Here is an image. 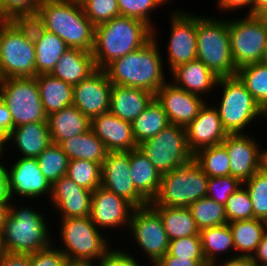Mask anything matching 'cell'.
<instances>
[{
	"mask_svg": "<svg viewBox=\"0 0 267 266\" xmlns=\"http://www.w3.org/2000/svg\"><path fill=\"white\" fill-rule=\"evenodd\" d=\"M157 31L155 26L153 37L144 46L113 60L104 68L113 85L142 88L156 94L167 82L165 55H161Z\"/></svg>",
	"mask_w": 267,
	"mask_h": 266,
	"instance_id": "obj_1",
	"label": "cell"
},
{
	"mask_svg": "<svg viewBox=\"0 0 267 266\" xmlns=\"http://www.w3.org/2000/svg\"><path fill=\"white\" fill-rule=\"evenodd\" d=\"M21 200L16 203L15 199H10L9 212L4 221L2 237L7 252L32 254L49 248L55 237L48 228L52 224L48 223L46 213L43 214L36 206L31 207L34 204L30 200Z\"/></svg>",
	"mask_w": 267,
	"mask_h": 266,
	"instance_id": "obj_2",
	"label": "cell"
},
{
	"mask_svg": "<svg viewBox=\"0 0 267 266\" xmlns=\"http://www.w3.org/2000/svg\"><path fill=\"white\" fill-rule=\"evenodd\" d=\"M33 19L60 37L68 47L92 52L95 25L85 15L81 4L70 0H43Z\"/></svg>",
	"mask_w": 267,
	"mask_h": 266,
	"instance_id": "obj_3",
	"label": "cell"
},
{
	"mask_svg": "<svg viewBox=\"0 0 267 266\" xmlns=\"http://www.w3.org/2000/svg\"><path fill=\"white\" fill-rule=\"evenodd\" d=\"M153 37V29L133 17L117 16L95 26L92 55L96 68L104 69L113 60L144 46Z\"/></svg>",
	"mask_w": 267,
	"mask_h": 266,
	"instance_id": "obj_4",
	"label": "cell"
},
{
	"mask_svg": "<svg viewBox=\"0 0 267 266\" xmlns=\"http://www.w3.org/2000/svg\"><path fill=\"white\" fill-rule=\"evenodd\" d=\"M35 57L31 19L0 20V77H35Z\"/></svg>",
	"mask_w": 267,
	"mask_h": 266,
	"instance_id": "obj_5",
	"label": "cell"
},
{
	"mask_svg": "<svg viewBox=\"0 0 267 266\" xmlns=\"http://www.w3.org/2000/svg\"><path fill=\"white\" fill-rule=\"evenodd\" d=\"M58 223L60 229L57 238L60 236L58 241L62 244L57 248L69 263L99 264L113 248L111 237L104 234L90 216L63 218Z\"/></svg>",
	"mask_w": 267,
	"mask_h": 266,
	"instance_id": "obj_6",
	"label": "cell"
},
{
	"mask_svg": "<svg viewBox=\"0 0 267 266\" xmlns=\"http://www.w3.org/2000/svg\"><path fill=\"white\" fill-rule=\"evenodd\" d=\"M222 92L217 108L222 126L227 134H247V128L261 117L267 120V112L248 92L237 76L218 78L215 89ZM221 88V89H220ZM261 116V117H260ZM254 121V122H253ZM256 121V122H255Z\"/></svg>",
	"mask_w": 267,
	"mask_h": 266,
	"instance_id": "obj_7",
	"label": "cell"
},
{
	"mask_svg": "<svg viewBox=\"0 0 267 266\" xmlns=\"http://www.w3.org/2000/svg\"><path fill=\"white\" fill-rule=\"evenodd\" d=\"M197 13V59L218 78L236 76L231 53L228 18Z\"/></svg>",
	"mask_w": 267,
	"mask_h": 266,
	"instance_id": "obj_8",
	"label": "cell"
},
{
	"mask_svg": "<svg viewBox=\"0 0 267 266\" xmlns=\"http://www.w3.org/2000/svg\"><path fill=\"white\" fill-rule=\"evenodd\" d=\"M209 177L192 160L190 163L162 174L157 195L149 204L164 207H189L206 197Z\"/></svg>",
	"mask_w": 267,
	"mask_h": 266,
	"instance_id": "obj_9",
	"label": "cell"
},
{
	"mask_svg": "<svg viewBox=\"0 0 267 266\" xmlns=\"http://www.w3.org/2000/svg\"><path fill=\"white\" fill-rule=\"evenodd\" d=\"M138 149L161 175L190 163L194 156L188 149L185 127L175 124L139 144Z\"/></svg>",
	"mask_w": 267,
	"mask_h": 266,
	"instance_id": "obj_10",
	"label": "cell"
},
{
	"mask_svg": "<svg viewBox=\"0 0 267 266\" xmlns=\"http://www.w3.org/2000/svg\"><path fill=\"white\" fill-rule=\"evenodd\" d=\"M231 53L236 69L260 63L267 43V25L254 14L228 19Z\"/></svg>",
	"mask_w": 267,
	"mask_h": 266,
	"instance_id": "obj_11",
	"label": "cell"
},
{
	"mask_svg": "<svg viewBox=\"0 0 267 266\" xmlns=\"http://www.w3.org/2000/svg\"><path fill=\"white\" fill-rule=\"evenodd\" d=\"M2 100L13 119V128L33 122H47L35 77L3 79Z\"/></svg>",
	"mask_w": 267,
	"mask_h": 266,
	"instance_id": "obj_12",
	"label": "cell"
},
{
	"mask_svg": "<svg viewBox=\"0 0 267 266\" xmlns=\"http://www.w3.org/2000/svg\"><path fill=\"white\" fill-rule=\"evenodd\" d=\"M126 234L135 243L133 247L138 245L136 249L145 253L141 255L142 259L147 258L150 264H155L168 251L169 239L162 218L150 204L132 211Z\"/></svg>",
	"mask_w": 267,
	"mask_h": 266,
	"instance_id": "obj_13",
	"label": "cell"
},
{
	"mask_svg": "<svg viewBox=\"0 0 267 266\" xmlns=\"http://www.w3.org/2000/svg\"><path fill=\"white\" fill-rule=\"evenodd\" d=\"M177 8L169 9L168 22L171 29L166 48L167 63L166 60L164 63L170 71L180 64L197 59V14Z\"/></svg>",
	"mask_w": 267,
	"mask_h": 266,
	"instance_id": "obj_14",
	"label": "cell"
},
{
	"mask_svg": "<svg viewBox=\"0 0 267 266\" xmlns=\"http://www.w3.org/2000/svg\"><path fill=\"white\" fill-rule=\"evenodd\" d=\"M8 165V189L10 199L19 197L37 201L45 197L49 201L52 185L43 176L36 158H21ZM48 195V196H47Z\"/></svg>",
	"mask_w": 267,
	"mask_h": 266,
	"instance_id": "obj_15",
	"label": "cell"
},
{
	"mask_svg": "<svg viewBox=\"0 0 267 266\" xmlns=\"http://www.w3.org/2000/svg\"><path fill=\"white\" fill-rule=\"evenodd\" d=\"M134 209L135 207L126 199L102 186L92 192L90 218L105 233H108L107 230H119L120 232V229L123 228L126 234Z\"/></svg>",
	"mask_w": 267,
	"mask_h": 266,
	"instance_id": "obj_16",
	"label": "cell"
},
{
	"mask_svg": "<svg viewBox=\"0 0 267 266\" xmlns=\"http://www.w3.org/2000/svg\"><path fill=\"white\" fill-rule=\"evenodd\" d=\"M101 167L103 188L126 199L135 208L149 204L133 184L130 174V151L108 152Z\"/></svg>",
	"mask_w": 267,
	"mask_h": 266,
	"instance_id": "obj_17",
	"label": "cell"
},
{
	"mask_svg": "<svg viewBox=\"0 0 267 266\" xmlns=\"http://www.w3.org/2000/svg\"><path fill=\"white\" fill-rule=\"evenodd\" d=\"M113 84L104 69H96L87 78L73 85V104L90 120L110 108Z\"/></svg>",
	"mask_w": 267,
	"mask_h": 266,
	"instance_id": "obj_18",
	"label": "cell"
},
{
	"mask_svg": "<svg viewBox=\"0 0 267 266\" xmlns=\"http://www.w3.org/2000/svg\"><path fill=\"white\" fill-rule=\"evenodd\" d=\"M248 134H228L222 142L230 157V175L242 183L261 169L262 147Z\"/></svg>",
	"mask_w": 267,
	"mask_h": 266,
	"instance_id": "obj_19",
	"label": "cell"
},
{
	"mask_svg": "<svg viewBox=\"0 0 267 266\" xmlns=\"http://www.w3.org/2000/svg\"><path fill=\"white\" fill-rule=\"evenodd\" d=\"M170 124L186 127L205 104V98L189 93L168 80L155 94Z\"/></svg>",
	"mask_w": 267,
	"mask_h": 266,
	"instance_id": "obj_20",
	"label": "cell"
},
{
	"mask_svg": "<svg viewBox=\"0 0 267 266\" xmlns=\"http://www.w3.org/2000/svg\"><path fill=\"white\" fill-rule=\"evenodd\" d=\"M92 191L77 185L67 176H62L52 184L48 202L60 219L88 217L91 213ZM59 213V214H58Z\"/></svg>",
	"mask_w": 267,
	"mask_h": 266,
	"instance_id": "obj_21",
	"label": "cell"
},
{
	"mask_svg": "<svg viewBox=\"0 0 267 266\" xmlns=\"http://www.w3.org/2000/svg\"><path fill=\"white\" fill-rule=\"evenodd\" d=\"M185 131L188 149L193 155L203 148L221 144L228 135L217 108L209 101L205 102L198 115L185 127Z\"/></svg>",
	"mask_w": 267,
	"mask_h": 266,
	"instance_id": "obj_22",
	"label": "cell"
},
{
	"mask_svg": "<svg viewBox=\"0 0 267 266\" xmlns=\"http://www.w3.org/2000/svg\"><path fill=\"white\" fill-rule=\"evenodd\" d=\"M91 129L105 144L108 152L131 151L138 148L132 134V123L120 119L110 111L93 118Z\"/></svg>",
	"mask_w": 267,
	"mask_h": 266,
	"instance_id": "obj_23",
	"label": "cell"
},
{
	"mask_svg": "<svg viewBox=\"0 0 267 266\" xmlns=\"http://www.w3.org/2000/svg\"><path fill=\"white\" fill-rule=\"evenodd\" d=\"M171 82L183 90L199 95L208 99L211 93L216 94L213 91L217 81L218 76H216L206 65L203 64L199 59H194L188 63H183L170 72ZM209 93V94H208Z\"/></svg>",
	"mask_w": 267,
	"mask_h": 266,
	"instance_id": "obj_24",
	"label": "cell"
},
{
	"mask_svg": "<svg viewBox=\"0 0 267 266\" xmlns=\"http://www.w3.org/2000/svg\"><path fill=\"white\" fill-rule=\"evenodd\" d=\"M10 144V145H9ZM52 144L47 122H33L15 127L5 140V151L15 147L21 158H37ZM8 146V149L6 147ZM22 154V155H21Z\"/></svg>",
	"mask_w": 267,
	"mask_h": 266,
	"instance_id": "obj_25",
	"label": "cell"
},
{
	"mask_svg": "<svg viewBox=\"0 0 267 266\" xmlns=\"http://www.w3.org/2000/svg\"><path fill=\"white\" fill-rule=\"evenodd\" d=\"M154 98L155 94L142 88L113 85L109 111L120 119L132 123Z\"/></svg>",
	"mask_w": 267,
	"mask_h": 266,
	"instance_id": "obj_26",
	"label": "cell"
},
{
	"mask_svg": "<svg viewBox=\"0 0 267 266\" xmlns=\"http://www.w3.org/2000/svg\"><path fill=\"white\" fill-rule=\"evenodd\" d=\"M31 30L36 52V75L50 74L69 47L56 34L43 29L33 18H31Z\"/></svg>",
	"mask_w": 267,
	"mask_h": 266,
	"instance_id": "obj_27",
	"label": "cell"
},
{
	"mask_svg": "<svg viewBox=\"0 0 267 266\" xmlns=\"http://www.w3.org/2000/svg\"><path fill=\"white\" fill-rule=\"evenodd\" d=\"M96 69L92 52L69 47L50 74L73 86L87 78Z\"/></svg>",
	"mask_w": 267,
	"mask_h": 266,
	"instance_id": "obj_28",
	"label": "cell"
},
{
	"mask_svg": "<svg viewBox=\"0 0 267 266\" xmlns=\"http://www.w3.org/2000/svg\"><path fill=\"white\" fill-rule=\"evenodd\" d=\"M47 123L52 143L56 145L91 129V120L74 105L49 114Z\"/></svg>",
	"mask_w": 267,
	"mask_h": 266,
	"instance_id": "obj_29",
	"label": "cell"
},
{
	"mask_svg": "<svg viewBox=\"0 0 267 266\" xmlns=\"http://www.w3.org/2000/svg\"><path fill=\"white\" fill-rule=\"evenodd\" d=\"M130 174L135 189L150 203L158 193L161 174L138 149L130 151Z\"/></svg>",
	"mask_w": 267,
	"mask_h": 266,
	"instance_id": "obj_30",
	"label": "cell"
},
{
	"mask_svg": "<svg viewBox=\"0 0 267 266\" xmlns=\"http://www.w3.org/2000/svg\"><path fill=\"white\" fill-rule=\"evenodd\" d=\"M199 236L202 252L209 266L219 262L221 260L220 257L223 255L225 259L226 257H235V248L229 223L201 229L199 230ZM227 254H230V257Z\"/></svg>",
	"mask_w": 267,
	"mask_h": 266,
	"instance_id": "obj_31",
	"label": "cell"
},
{
	"mask_svg": "<svg viewBox=\"0 0 267 266\" xmlns=\"http://www.w3.org/2000/svg\"><path fill=\"white\" fill-rule=\"evenodd\" d=\"M47 116L73 104V86L51 74L35 76Z\"/></svg>",
	"mask_w": 267,
	"mask_h": 266,
	"instance_id": "obj_32",
	"label": "cell"
},
{
	"mask_svg": "<svg viewBox=\"0 0 267 266\" xmlns=\"http://www.w3.org/2000/svg\"><path fill=\"white\" fill-rule=\"evenodd\" d=\"M59 146L69 160H87L99 163L101 166L108 154L105 144L92 129L62 141Z\"/></svg>",
	"mask_w": 267,
	"mask_h": 266,
	"instance_id": "obj_33",
	"label": "cell"
},
{
	"mask_svg": "<svg viewBox=\"0 0 267 266\" xmlns=\"http://www.w3.org/2000/svg\"><path fill=\"white\" fill-rule=\"evenodd\" d=\"M229 226L232 233L235 256L252 257L261 242L264 232L267 230V222L253 218L232 221Z\"/></svg>",
	"mask_w": 267,
	"mask_h": 266,
	"instance_id": "obj_34",
	"label": "cell"
},
{
	"mask_svg": "<svg viewBox=\"0 0 267 266\" xmlns=\"http://www.w3.org/2000/svg\"><path fill=\"white\" fill-rule=\"evenodd\" d=\"M152 207L160 214L169 241L199 235V229L188 207Z\"/></svg>",
	"mask_w": 267,
	"mask_h": 266,
	"instance_id": "obj_35",
	"label": "cell"
},
{
	"mask_svg": "<svg viewBox=\"0 0 267 266\" xmlns=\"http://www.w3.org/2000/svg\"><path fill=\"white\" fill-rule=\"evenodd\" d=\"M169 124L162 105L154 98L132 122V134L137 146L158 134Z\"/></svg>",
	"mask_w": 267,
	"mask_h": 266,
	"instance_id": "obj_36",
	"label": "cell"
},
{
	"mask_svg": "<svg viewBox=\"0 0 267 266\" xmlns=\"http://www.w3.org/2000/svg\"><path fill=\"white\" fill-rule=\"evenodd\" d=\"M193 160L209 178L230 175V157L222 143L199 150Z\"/></svg>",
	"mask_w": 267,
	"mask_h": 266,
	"instance_id": "obj_37",
	"label": "cell"
},
{
	"mask_svg": "<svg viewBox=\"0 0 267 266\" xmlns=\"http://www.w3.org/2000/svg\"><path fill=\"white\" fill-rule=\"evenodd\" d=\"M236 76L258 104L267 112V67L261 63L250 64L239 68Z\"/></svg>",
	"mask_w": 267,
	"mask_h": 266,
	"instance_id": "obj_38",
	"label": "cell"
},
{
	"mask_svg": "<svg viewBox=\"0 0 267 266\" xmlns=\"http://www.w3.org/2000/svg\"><path fill=\"white\" fill-rule=\"evenodd\" d=\"M188 208L199 230L228 223L225 206L207 196L198 199Z\"/></svg>",
	"mask_w": 267,
	"mask_h": 266,
	"instance_id": "obj_39",
	"label": "cell"
},
{
	"mask_svg": "<svg viewBox=\"0 0 267 266\" xmlns=\"http://www.w3.org/2000/svg\"><path fill=\"white\" fill-rule=\"evenodd\" d=\"M36 159L43 176L51 185L67 175L69 158L59 145L52 143Z\"/></svg>",
	"mask_w": 267,
	"mask_h": 266,
	"instance_id": "obj_40",
	"label": "cell"
},
{
	"mask_svg": "<svg viewBox=\"0 0 267 266\" xmlns=\"http://www.w3.org/2000/svg\"><path fill=\"white\" fill-rule=\"evenodd\" d=\"M102 167L99 163L87 160H69L67 177L77 185L94 191L101 186Z\"/></svg>",
	"mask_w": 267,
	"mask_h": 266,
	"instance_id": "obj_41",
	"label": "cell"
},
{
	"mask_svg": "<svg viewBox=\"0 0 267 266\" xmlns=\"http://www.w3.org/2000/svg\"><path fill=\"white\" fill-rule=\"evenodd\" d=\"M242 185L250 196L254 218L267 222V174L259 170Z\"/></svg>",
	"mask_w": 267,
	"mask_h": 266,
	"instance_id": "obj_42",
	"label": "cell"
},
{
	"mask_svg": "<svg viewBox=\"0 0 267 266\" xmlns=\"http://www.w3.org/2000/svg\"><path fill=\"white\" fill-rule=\"evenodd\" d=\"M120 16L137 18L144 21L152 29V13L164 4L160 0H117ZM161 6V7H160Z\"/></svg>",
	"mask_w": 267,
	"mask_h": 266,
	"instance_id": "obj_43",
	"label": "cell"
},
{
	"mask_svg": "<svg viewBox=\"0 0 267 266\" xmlns=\"http://www.w3.org/2000/svg\"><path fill=\"white\" fill-rule=\"evenodd\" d=\"M224 206L228 223L254 218L252 202L243 185L230 195Z\"/></svg>",
	"mask_w": 267,
	"mask_h": 266,
	"instance_id": "obj_44",
	"label": "cell"
},
{
	"mask_svg": "<svg viewBox=\"0 0 267 266\" xmlns=\"http://www.w3.org/2000/svg\"><path fill=\"white\" fill-rule=\"evenodd\" d=\"M43 0H0L1 20L33 18Z\"/></svg>",
	"mask_w": 267,
	"mask_h": 266,
	"instance_id": "obj_45",
	"label": "cell"
},
{
	"mask_svg": "<svg viewBox=\"0 0 267 266\" xmlns=\"http://www.w3.org/2000/svg\"><path fill=\"white\" fill-rule=\"evenodd\" d=\"M81 5L95 26L120 16L117 0H86Z\"/></svg>",
	"mask_w": 267,
	"mask_h": 266,
	"instance_id": "obj_46",
	"label": "cell"
},
{
	"mask_svg": "<svg viewBox=\"0 0 267 266\" xmlns=\"http://www.w3.org/2000/svg\"><path fill=\"white\" fill-rule=\"evenodd\" d=\"M242 184L238 178L231 175L211 177L208 179L206 196L225 205L230 195L239 189Z\"/></svg>",
	"mask_w": 267,
	"mask_h": 266,
	"instance_id": "obj_47",
	"label": "cell"
},
{
	"mask_svg": "<svg viewBox=\"0 0 267 266\" xmlns=\"http://www.w3.org/2000/svg\"><path fill=\"white\" fill-rule=\"evenodd\" d=\"M164 256L205 259L199 235L186 236L169 241L168 251Z\"/></svg>",
	"mask_w": 267,
	"mask_h": 266,
	"instance_id": "obj_48",
	"label": "cell"
},
{
	"mask_svg": "<svg viewBox=\"0 0 267 266\" xmlns=\"http://www.w3.org/2000/svg\"><path fill=\"white\" fill-rule=\"evenodd\" d=\"M55 243H57V238L53 239V244L49 248L30 254V266H66L69 262L54 245Z\"/></svg>",
	"mask_w": 267,
	"mask_h": 266,
	"instance_id": "obj_49",
	"label": "cell"
},
{
	"mask_svg": "<svg viewBox=\"0 0 267 266\" xmlns=\"http://www.w3.org/2000/svg\"><path fill=\"white\" fill-rule=\"evenodd\" d=\"M121 248V249H120ZM113 247L107 255L101 260L98 264L99 266H142L138 262L140 260L136 258L133 252L130 253V250L127 248L122 249V247ZM127 251H126V250ZM129 251V252H128ZM143 266H146L145 263ZM149 266H152V264Z\"/></svg>",
	"mask_w": 267,
	"mask_h": 266,
	"instance_id": "obj_50",
	"label": "cell"
},
{
	"mask_svg": "<svg viewBox=\"0 0 267 266\" xmlns=\"http://www.w3.org/2000/svg\"><path fill=\"white\" fill-rule=\"evenodd\" d=\"M216 4L217 10L219 8V10H222L221 12H225V14L236 10H242V8L243 10L246 8L245 10L247 12L245 14H253V0H217Z\"/></svg>",
	"mask_w": 267,
	"mask_h": 266,
	"instance_id": "obj_51",
	"label": "cell"
},
{
	"mask_svg": "<svg viewBox=\"0 0 267 266\" xmlns=\"http://www.w3.org/2000/svg\"><path fill=\"white\" fill-rule=\"evenodd\" d=\"M155 266H209L205 259L180 258L178 256H163Z\"/></svg>",
	"mask_w": 267,
	"mask_h": 266,
	"instance_id": "obj_52",
	"label": "cell"
},
{
	"mask_svg": "<svg viewBox=\"0 0 267 266\" xmlns=\"http://www.w3.org/2000/svg\"><path fill=\"white\" fill-rule=\"evenodd\" d=\"M13 129L12 115L7 105L0 100V137L5 141Z\"/></svg>",
	"mask_w": 267,
	"mask_h": 266,
	"instance_id": "obj_53",
	"label": "cell"
},
{
	"mask_svg": "<svg viewBox=\"0 0 267 266\" xmlns=\"http://www.w3.org/2000/svg\"><path fill=\"white\" fill-rule=\"evenodd\" d=\"M0 266H30V254L7 253L1 259Z\"/></svg>",
	"mask_w": 267,
	"mask_h": 266,
	"instance_id": "obj_54",
	"label": "cell"
},
{
	"mask_svg": "<svg viewBox=\"0 0 267 266\" xmlns=\"http://www.w3.org/2000/svg\"><path fill=\"white\" fill-rule=\"evenodd\" d=\"M6 166L0 161V201H10Z\"/></svg>",
	"mask_w": 267,
	"mask_h": 266,
	"instance_id": "obj_55",
	"label": "cell"
},
{
	"mask_svg": "<svg viewBox=\"0 0 267 266\" xmlns=\"http://www.w3.org/2000/svg\"><path fill=\"white\" fill-rule=\"evenodd\" d=\"M254 263L251 257H242V256H235L232 258L224 257L213 266H253Z\"/></svg>",
	"mask_w": 267,
	"mask_h": 266,
	"instance_id": "obj_56",
	"label": "cell"
},
{
	"mask_svg": "<svg viewBox=\"0 0 267 266\" xmlns=\"http://www.w3.org/2000/svg\"><path fill=\"white\" fill-rule=\"evenodd\" d=\"M251 258L253 263L267 264V230L264 232L261 242Z\"/></svg>",
	"mask_w": 267,
	"mask_h": 266,
	"instance_id": "obj_57",
	"label": "cell"
},
{
	"mask_svg": "<svg viewBox=\"0 0 267 266\" xmlns=\"http://www.w3.org/2000/svg\"><path fill=\"white\" fill-rule=\"evenodd\" d=\"M9 203L10 201H0V234H2L4 221L9 212Z\"/></svg>",
	"mask_w": 267,
	"mask_h": 266,
	"instance_id": "obj_58",
	"label": "cell"
},
{
	"mask_svg": "<svg viewBox=\"0 0 267 266\" xmlns=\"http://www.w3.org/2000/svg\"><path fill=\"white\" fill-rule=\"evenodd\" d=\"M266 6L267 0H253V14L257 15Z\"/></svg>",
	"mask_w": 267,
	"mask_h": 266,
	"instance_id": "obj_59",
	"label": "cell"
},
{
	"mask_svg": "<svg viewBox=\"0 0 267 266\" xmlns=\"http://www.w3.org/2000/svg\"><path fill=\"white\" fill-rule=\"evenodd\" d=\"M265 174H267V149H261V169Z\"/></svg>",
	"mask_w": 267,
	"mask_h": 266,
	"instance_id": "obj_60",
	"label": "cell"
},
{
	"mask_svg": "<svg viewBox=\"0 0 267 266\" xmlns=\"http://www.w3.org/2000/svg\"><path fill=\"white\" fill-rule=\"evenodd\" d=\"M7 253L2 234H0V261Z\"/></svg>",
	"mask_w": 267,
	"mask_h": 266,
	"instance_id": "obj_61",
	"label": "cell"
},
{
	"mask_svg": "<svg viewBox=\"0 0 267 266\" xmlns=\"http://www.w3.org/2000/svg\"><path fill=\"white\" fill-rule=\"evenodd\" d=\"M257 16L267 25V6L264 7Z\"/></svg>",
	"mask_w": 267,
	"mask_h": 266,
	"instance_id": "obj_62",
	"label": "cell"
},
{
	"mask_svg": "<svg viewBox=\"0 0 267 266\" xmlns=\"http://www.w3.org/2000/svg\"><path fill=\"white\" fill-rule=\"evenodd\" d=\"M260 63L267 67V43H266V46L263 50V54L261 56Z\"/></svg>",
	"mask_w": 267,
	"mask_h": 266,
	"instance_id": "obj_63",
	"label": "cell"
},
{
	"mask_svg": "<svg viewBox=\"0 0 267 266\" xmlns=\"http://www.w3.org/2000/svg\"><path fill=\"white\" fill-rule=\"evenodd\" d=\"M66 266H99V265L92 263H68Z\"/></svg>",
	"mask_w": 267,
	"mask_h": 266,
	"instance_id": "obj_64",
	"label": "cell"
},
{
	"mask_svg": "<svg viewBox=\"0 0 267 266\" xmlns=\"http://www.w3.org/2000/svg\"><path fill=\"white\" fill-rule=\"evenodd\" d=\"M4 151H5V141L0 137V157L2 156L1 158L4 157L3 155H5L3 154L5 153Z\"/></svg>",
	"mask_w": 267,
	"mask_h": 266,
	"instance_id": "obj_65",
	"label": "cell"
},
{
	"mask_svg": "<svg viewBox=\"0 0 267 266\" xmlns=\"http://www.w3.org/2000/svg\"><path fill=\"white\" fill-rule=\"evenodd\" d=\"M2 85H3V79L0 77V100L2 99Z\"/></svg>",
	"mask_w": 267,
	"mask_h": 266,
	"instance_id": "obj_66",
	"label": "cell"
},
{
	"mask_svg": "<svg viewBox=\"0 0 267 266\" xmlns=\"http://www.w3.org/2000/svg\"><path fill=\"white\" fill-rule=\"evenodd\" d=\"M164 5L169 4L170 2H174V0H160Z\"/></svg>",
	"mask_w": 267,
	"mask_h": 266,
	"instance_id": "obj_67",
	"label": "cell"
},
{
	"mask_svg": "<svg viewBox=\"0 0 267 266\" xmlns=\"http://www.w3.org/2000/svg\"><path fill=\"white\" fill-rule=\"evenodd\" d=\"M70 1L76 2L77 4H82L86 0H70Z\"/></svg>",
	"mask_w": 267,
	"mask_h": 266,
	"instance_id": "obj_68",
	"label": "cell"
},
{
	"mask_svg": "<svg viewBox=\"0 0 267 266\" xmlns=\"http://www.w3.org/2000/svg\"><path fill=\"white\" fill-rule=\"evenodd\" d=\"M253 266H267V264L254 263Z\"/></svg>",
	"mask_w": 267,
	"mask_h": 266,
	"instance_id": "obj_69",
	"label": "cell"
}]
</instances>
